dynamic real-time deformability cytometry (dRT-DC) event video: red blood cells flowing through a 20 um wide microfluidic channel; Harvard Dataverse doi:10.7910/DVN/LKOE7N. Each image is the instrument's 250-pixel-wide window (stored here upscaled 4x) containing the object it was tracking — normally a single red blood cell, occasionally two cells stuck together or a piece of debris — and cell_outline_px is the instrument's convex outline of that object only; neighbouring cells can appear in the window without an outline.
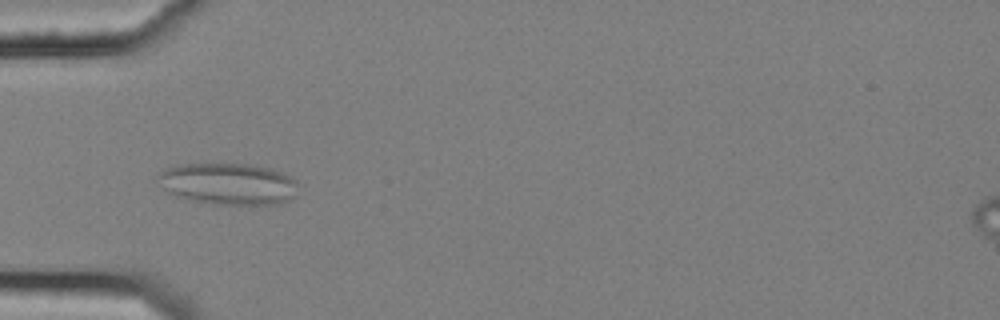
{"species": "common noctule bat (a hibernating species)", "species_latin": "Nyctalus noctula", "temperature_condition": "cold", "stored_images_in_passage": 4, "camera_frame_rate_fps": 3000, "um_per_image_px": 0.085, "animal": {"sex": "female", "body_mass_g": 25.1}, "frame": {"image": 1, "passage_image": 3, "time_ms": 0.667, "image_size_px": [1000, 320], "cell_outline_px": [[296, 196], [292, 200], [280, 204], [212, 204], [192, 200], [176, 196], [168, 192], [156, 184], [156, 176], [160, 172], [168, 168], [184, 164], [248, 164], [272, 168], [296, 180]], "centroid_in_image_um": [19.39, 15.63], "position_along_channel_um": 65.6, "area_um2": 34.22}}